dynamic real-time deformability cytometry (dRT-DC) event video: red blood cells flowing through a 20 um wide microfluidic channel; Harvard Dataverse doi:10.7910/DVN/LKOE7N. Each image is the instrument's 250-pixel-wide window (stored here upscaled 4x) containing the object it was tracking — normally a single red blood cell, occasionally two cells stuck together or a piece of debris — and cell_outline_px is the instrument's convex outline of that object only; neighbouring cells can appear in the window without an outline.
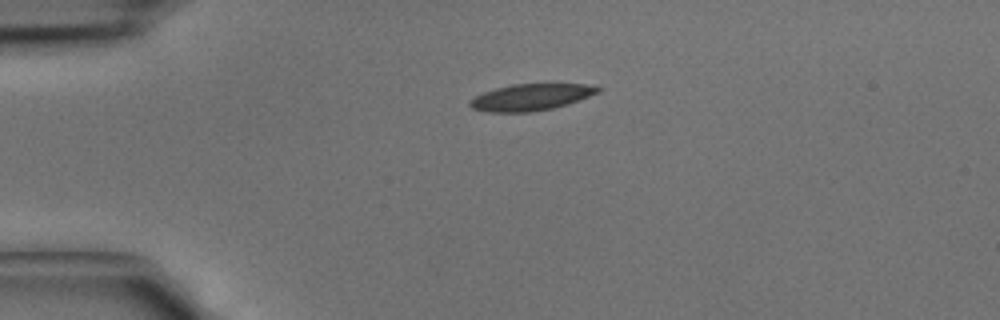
{"species": "common noctule bat (a hibernating species)", "species_latin": "Nyctalus noctula", "temperature_condition": "cold", "stored_images_in_passage": 33, "camera_frame_rate_fps": 3000, "um_per_image_px": 0.085, "animal": {"sex": "male", "body_mass_g": 15.6}, "frame": {"image": 1, "passage_image": 1, "time_ms": 0.0, "image_size_px": [1000, 320], "cell_outline_px": [[604, 88], [600, 92], [568, 104], [552, 108], [532, 112], [484, 112], [472, 108], [468, 104], [476, 96], [484, 92], [496, 88], [512, 84], [584, 84]], "centroid_in_image_um": [45.15, 8.26], "position_along_channel_um": 39.9, "area_um2": 19.77}}
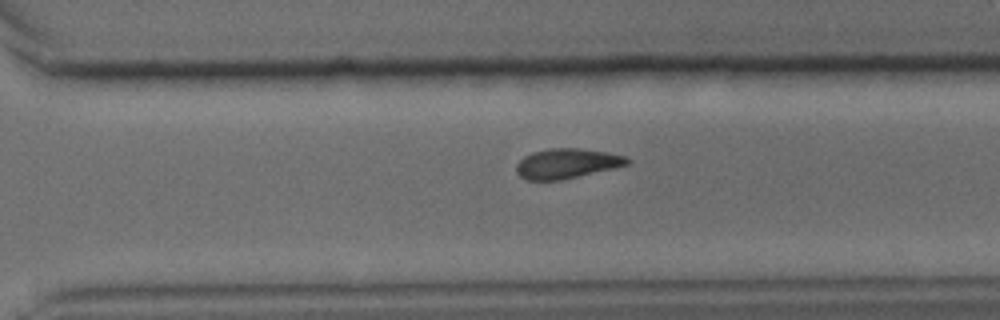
{"frame": {"image": 2, "passage_image": 21, "time_ms": 6.667, "image_size_px": [1000, 320], "cell_outline_px": [[632, 160], [628, 164], [612, 168], [560, 180], [528, 180], [520, 176], [516, 172], [516, 164], [524, 156], [532, 152], [552, 148], [580, 148], [608, 152], [624, 156]], "centroid_in_image_um": [48.16, 13.88], "position_along_channel_um": 322.4, "area_um2": 19.13}}
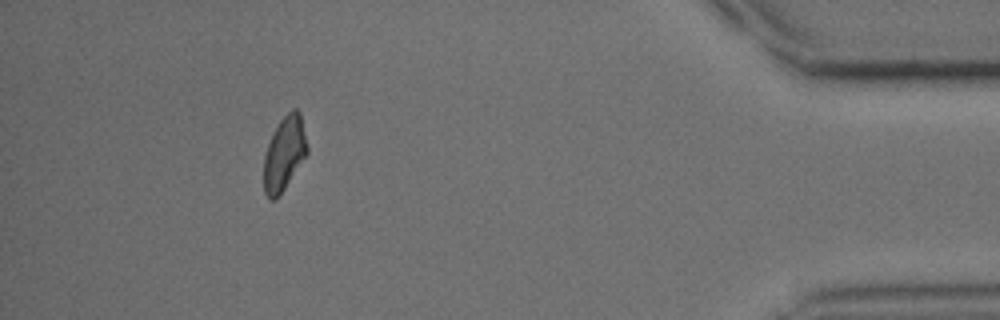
{"frame": {"image": 3, "passage_image": 30, "time_ms": 9.667, "image_size_px": [1000, 320], "cell_outline_px": [[308, 152], [276, 200], [268, 200], [264, 192], [264, 156], [272, 132], [280, 120], [292, 108], [296, 108], [300, 112], [308, 148]], "centroid_in_image_um": [24.15, 13.04], "position_along_channel_um": 411.1, "area_um2": 18.61}}